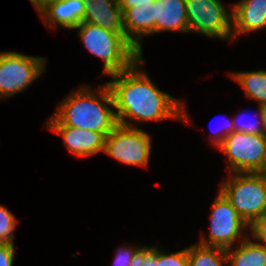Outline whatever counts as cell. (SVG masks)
Segmentation results:
<instances>
[{"label":"cell","instance_id":"cell-2","mask_svg":"<svg viewBox=\"0 0 266 266\" xmlns=\"http://www.w3.org/2000/svg\"><path fill=\"white\" fill-rule=\"evenodd\" d=\"M93 91L90 85H82L65 96L46 126L75 127L99 132L106 137L118 125L113 96L107 83Z\"/></svg>","mask_w":266,"mask_h":266},{"label":"cell","instance_id":"cell-25","mask_svg":"<svg viewBox=\"0 0 266 266\" xmlns=\"http://www.w3.org/2000/svg\"><path fill=\"white\" fill-rule=\"evenodd\" d=\"M135 266H157L156 265V246H145L138 254Z\"/></svg>","mask_w":266,"mask_h":266},{"label":"cell","instance_id":"cell-26","mask_svg":"<svg viewBox=\"0 0 266 266\" xmlns=\"http://www.w3.org/2000/svg\"><path fill=\"white\" fill-rule=\"evenodd\" d=\"M14 257V244L0 242V266H13Z\"/></svg>","mask_w":266,"mask_h":266},{"label":"cell","instance_id":"cell-18","mask_svg":"<svg viewBox=\"0 0 266 266\" xmlns=\"http://www.w3.org/2000/svg\"><path fill=\"white\" fill-rule=\"evenodd\" d=\"M189 266H227L226 249L208 247L198 243L187 247Z\"/></svg>","mask_w":266,"mask_h":266},{"label":"cell","instance_id":"cell-5","mask_svg":"<svg viewBox=\"0 0 266 266\" xmlns=\"http://www.w3.org/2000/svg\"><path fill=\"white\" fill-rule=\"evenodd\" d=\"M227 156L228 173L266 172V136L230 133L218 147Z\"/></svg>","mask_w":266,"mask_h":266},{"label":"cell","instance_id":"cell-23","mask_svg":"<svg viewBox=\"0 0 266 266\" xmlns=\"http://www.w3.org/2000/svg\"><path fill=\"white\" fill-rule=\"evenodd\" d=\"M253 240L266 246V212L249 225Z\"/></svg>","mask_w":266,"mask_h":266},{"label":"cell","instance_id":"cell-24","mask_svg":"<svg viewBox=\"0 0 266 266\" xmlns=\"http://www.w3.org/2000/svg\"><path fill=\"white\" fill-rule=\"evenodd\" d=\"M224 125L223 127H221V129H218L217 131H212L211 133V143H213V145H215L216 147H219L223 143L224 139L230 133L234 132L232 117L227 120Z\"/></svg>","mask_w":266,"mask_h":266},{"label":"cell","instance_id":"cell-17","mask_svg":"<svg viewBox=\"0 0 266 266\" xmlns=\"http://www.w3.org/2000/svg\"><path fill=\"white\" fill-rule=\"evenodd\" d=\"M231 77L244 89L246 97L266 104V70L232 72Z\"/></svg>","mask_w":266,"mask_h":266},{"label":"cell","instance_id":"cell-28","mask_svg":"<svg viewBox=\"0 0 266 266\" xmlns=\"http://www.w3.org/2000/svg\"><path fill=\"white\" fill-rule=\"evenodd\" d=\"M37 12H41L47 5L55 0H30Z\"/></svg>","mask_w":266,"mask_h":266},{"label":"cell","instance_id":"cell-21","mask_svg":"<svg viewBox=\"0 0 266 266\" xmlns=\"http://www.w3.org/2000/svg\"><path fill=\"white\" fill-rule=\"evenodd\" d=\"M156 265L157 266H189L187 248L176 253H167L156 246Z\"/></svg>","mask_w":266,"mask_h":266},{"label":"cell","instance_id":"cell-8","mask_svg":"<svg viewBox=\"0 0 266 266\" xmlns=\"http://www.w3.org/2000/svg\"><path fill=\"white\" fill-rule=\"evenodd\" d=\"M188 32L232 40L233 13L221 0H186Z\"/></svg>","mask_w":266,"mask_h":266},{"label":"cell","instance_id":"cell-6","mask_svg":"<svg viewBox=\"0 0 266 266\" xmlns=\"http://www.w3.org/2000/svg\"><path fill=\"white\" fill-rule=\"evenodd\" d=\"M46 59L18 52H0V100L19 93L41 77Z\"/></svg>","mask_w":266,"mask_h":266},{"label":"cell","instance_id":"cell-7","mask_svg":"<svg viewBox=\"0 0 266 266\" xmlns=\"http://www.w3.org/2000/svg\"><path fill=\"white\" fill-rule=\"evenodd\" d=\"M212 205L209 235L205 238L202 233L198 244L228 249L237 245L238 241L242 242L248 236L245 231L249 226L220 191Z\"/></svg>","mask_w":266,"mask_h":266},{"label":"cell","instance_id":"cell-9","mask_svg":"<svg viewBox=\"0 0 266 266\" xmlns=\"http://www.w3.org/2000/svg\"><path fill=\"white\" fill-rule=\"evenodd\" d=\"M104 153L126 165L148 167L151 136L142 128L118 124L105 137Z\"/></svg>","mask_w":266,"mask_h":266},{"label":"cell","instance_id":"cell-11","mask_svg":"<svg viewBox=\"0 0 266 266\" xmlns=\"http://www.w3.org/2000/svg\"><path fill=\"white\" fill-rule=\"evenodd\" d=\"M232 40L266 28V0H241L231 6Z\"/></svg>","mask_w":266,"mask_h":266},{"label":"cell","instance_id":"cell-10","mask_svg":"<svg viewBox=\"0 0 266 266\" xmlns=\"http://www.w3.org/2000/svg\"><path fill=\"white\" fill-rule=\"evenodd\" d=\"M46 128L62 136L67 151L77 157H88L104 152L105 136L102 133L69 126H46Z\"/></svg>","mask_w":266,"mask_h":266},{"label":"cell","instance_id":"cell-13","mask_svg":"<svg viewBox=\"0 0 266 266\" xmlns=\"http://www.w3.org/2000/svg\"><path fill=\"white\" fill-rule=\"evenodd\" d=\"M165 31L188 33L186 0L153 2V34Z\"/></svg>","mask_w":266,"mask_h":266},{"label":"cell","instance_id":"cell-19","mask_svg":"<svg viewBox=\"0 0 266 266\" xmlns=\"http://www.w3.org/2000/svg\"><path fill=\"white\" fill-rule=\"evenodd\" d=\"M259 110H257V116L258 119L252 121L251 119H245V114H240L232 117L233 120V126L235 132H241V133H248V134H264L263 124H262V115H261V108L258 107ZM242 115V116H241ZM245 115V116H244ZM240 117V118H239ZM257 118V117H256ZM248 120V121H247Z\"/></svg>","mask_w":266,"mask_h":266},{"label":"cell","instance_id":"cell-14","mask_svg":"<svg viewBox=\"0 0 266 266\" xmlns=\"http://www.w3.org/2000/svg\"><path fill=\"white\" fill-rule=\"evenodd\" d=\"M83 0H55L47 5L39 14L46 26L56 29H75L84 20Z\"/></svg>","mask_w":266,"mask_h":266},{"label":"cell","instance_id":"cell-22","mask_svg":"<svg viewBox=\"0 0 266 266\" xmlns=\"http://www.w3.org/2000/svg\"><path fill=\"white\" fill-rule=\"evenodd\" d=\"M139 246V247H138ZM145 246H121L116 250V256L113 261V266H135L138 254L143 250Z\"/></svg>","mask_w":266,"mask_h":266},{"label":"cell","instance_id":"cell-27","mask_svg":"<svg viewBox=\"0 0 266 266\" xmlns=\"http://www.w3.org/2000/svg\"><path fill=\"white\" fill-rule=\"evenodd\" d=\"M121 9L133 8L135 6L148 5L156 0H117Z\"/></svg>","mask_w":266,"mask_h":266},{"label":"cell","instance_id":"cell-12","mask_svg":"<svg viewBox=\"0 0 266 266\" xmlns=\"http://www.w3.org/2000/svg\"><path fill=\"white\" fill-rule=\"evenodd\" d=\"M84 20L105 30L122 34L126 38L123 12L117 0H83Z\"/></svg>","mask_w":266,"mask_h":266},{"label":"cell","instance_id":"cell-1","mask_svg":"<svg viewBox=\"0 0 266 266\" xmlns=\"http://www.w3.org/2000/svg\"><path fill=\"white\" fill-rule=\"evenodd\" d=\"M140 56L128 69L110 75L106 82L113 96L117 122L127 127L138 128L127 121L147 122L165 119L181 120L191 124L185 101L161 91L143 70L145 59Z\"/></svg>","mask_w":266,"mask_h":266},{"label":"cell","instance_id":"cell-20","mask_svg":"<svg viewBox=\"0 0 266 266\" xmlns=\"http://www.w3.org/2000/svg\"><path fill=\"white\" fill-rule=\"evenodd\" d=\"M15 215L0 204V242L13 244L17 220Z\"/></svg>","mask_w":266,"mask_h":266},{"label":"cell","instance_id":"cell-29","mask_svg":"<svg viewBox=\"0 0 266 266\" xmlns=\"http://www.w3.org/2000/svg\"><path fill=\"white\" fill-rule=\"evenodd\" d=\"M264 135L266 136V104L260 105Z\"/></svg>","mask_w":266,"mask_h":266},{"label":"cell","instance_id":"cell-16","mask_svg":"<svg viewBox=\"0 0 266 266\" xmlns=\"http://www.w3.org/2000/svg\"><path fill=\"white\" fill-rule=\"evenodd\" d=\"M226 252L228 266H266V246L252 240L249 234Z\"/></svg>","mask_w":266,"mask_h":266},{"label":"cell","instance_id":"cell-4","mask_svg":"<svg viewBox=\"0 0 266 266\" xmlns=\"http://www.w3.org/2000/svg\"><path fill=\"white\" fill-rule=\"evenodd\" d=\"M219 188L248 226L266 212V172L229 173Z\"/></svg>","mask_w":266,"mask_h":266},{"label":"cell","instance_id":"cell-3","mask_svg":"<svg viewBox=\"0 0 266 266\" xmlns=\"http://www.w3.org/2000/svg\"><path fill=\"white\" fill-rule=\"evenodd\" d=\"M78 36L84 47L103 60V74L113 75L128 69L141 55L122 35L87 22L79 24Z\"/></svg>","mask_w":266,"mask_h":266},{"label":"cell","instance_id":"cell-15","mask_svg":"<svg viewBox=\"0 0 266 266\" xmlns=\"http://www.w3.org/2000/svg\"><path fill=\"white\" fill-rule=\"evenodd\" d=\"M126 39L142 56L143 37L153 34V2L148 5L122 9Z\"/></svg>","mask_w":266,"mask_h":266}]
</instances>
